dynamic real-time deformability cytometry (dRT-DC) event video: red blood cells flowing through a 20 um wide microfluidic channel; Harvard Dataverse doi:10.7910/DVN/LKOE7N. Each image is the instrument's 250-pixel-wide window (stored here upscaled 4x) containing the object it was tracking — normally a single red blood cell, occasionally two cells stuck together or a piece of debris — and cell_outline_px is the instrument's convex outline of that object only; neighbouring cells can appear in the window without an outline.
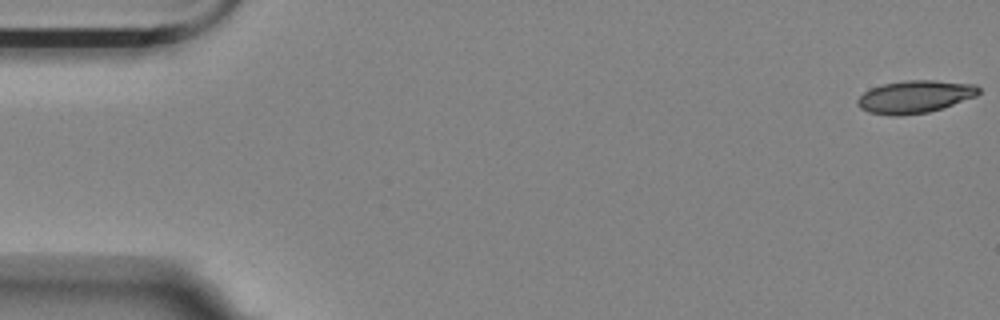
{"species": "Egyptian fruit bat (a non-hibernating species)", "species_latin": "Rousettus aegyptiacus", "temperature_condition": "room temperature", "stored_images_in_passage": 5, "camera_frame_rate_fps": 3000, "um_per_image_px": 0.085, "animal": {"sex": "female"}, "frame": {"image": 1, "passage_image": 1, "time_ms": 0.0, "image_size_px": [1000, 320], "cell_outline_px": [[980, 92], [976, 96], [928, 112], [900, 116], [892, 116], [868, 112], [860, 108], [856, 104], [856, 100], [864, 92], [872, 88], [884, 84], [904, 80], [936, 80], [976, 84], [980, 88]], "centroid_in_image_um": [77.75, 8.22], "position_along_channel_um": 7.2, "area_um2": 23.0}}
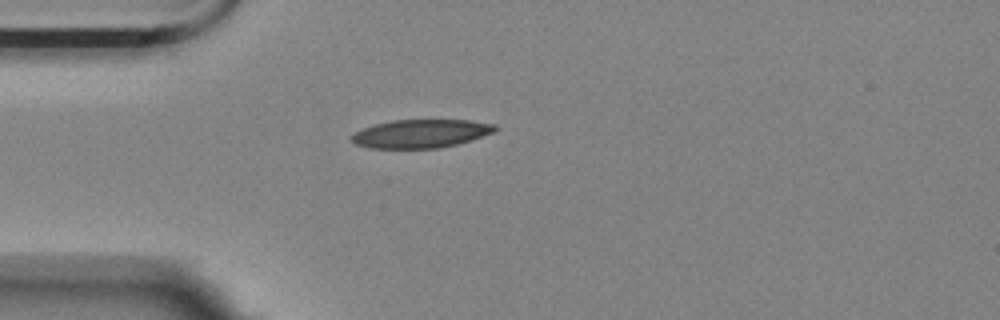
{"frame": {"image": 2, "passage_image": 5, "time_ms": 1.333, "image_size_px": [1000, 320], "cell_outline_px": [[496, 132], [472, 140], [440, 148], [368, 148], [356, 144], [352, 140], [352, 136], [356, 132], [364, 128], [376, 124], [392, 120], [468, 120], [496, 124]], "centroid_in_image_um": [35.82, 11.36], "position_along_channel_um": 49.2, "area_um2": 23.64}}